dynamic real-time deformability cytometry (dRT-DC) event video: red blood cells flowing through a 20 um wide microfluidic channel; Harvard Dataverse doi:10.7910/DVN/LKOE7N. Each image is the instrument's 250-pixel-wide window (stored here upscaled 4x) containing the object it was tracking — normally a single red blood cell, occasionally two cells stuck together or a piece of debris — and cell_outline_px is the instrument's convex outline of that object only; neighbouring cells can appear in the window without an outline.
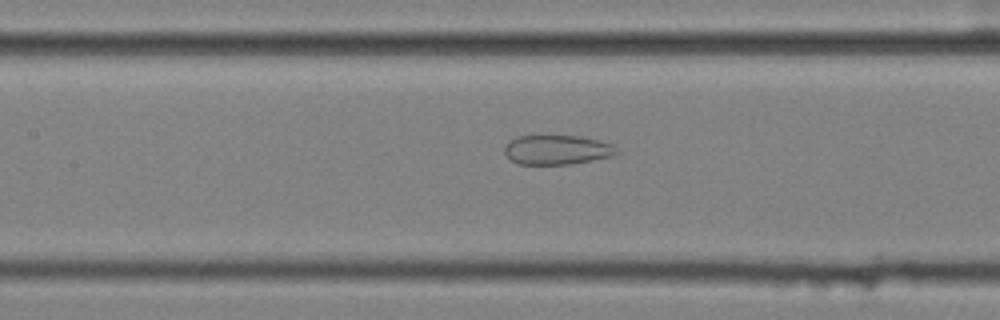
{"species": "common noctule bat (a hibernating species)", "species_latin": "Nyctalus noctula", "temperature_condition": "cold", "stored_images_in_passage": 42, "camera_frame_rate_fps": 3000, "um_per_image_px": 0.085, "animal": {"sex": "female", "body_mass_g": 25.1}, "frame": {"image": 1, "passage_image": 12, "time_ms": 3.667, "image_size_px": [1000, 320], "cell_outline_px": [[620, 152], [612, 156], [572, 164], [516, 164], [504, 152], [504, 144], [508, 140], [516, 136], [540, 132], [580, 136], [600, 140], [612, 144]], "centroid_in_image_um": [47.29, 12.67], "position_along_channel_um": 160.1, "area_um2": 20.35}}
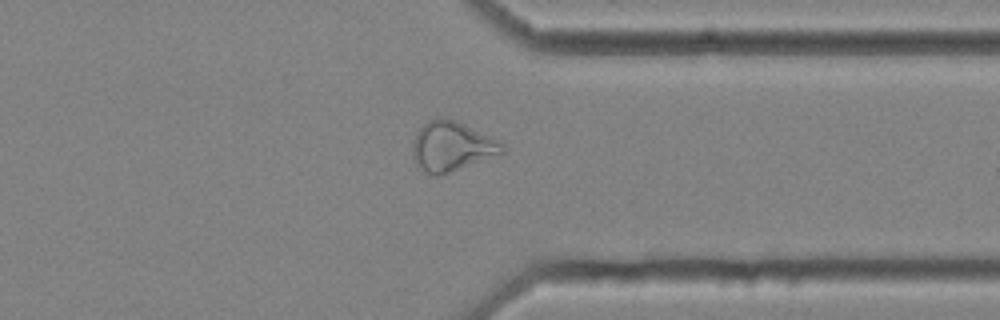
{"frame": {"image": 2, "passage_image": 30, "time_ms": 9.667, "image_size_px": [1000, 320], "cell_outline_px": [[504, 152], [448, 172], [436, 176], [424, 172], [416, 164], [412, 156], [412, 140], [420, 128], [428, 120], [436, 116], [456, 120], [492, 136], [500, 140], [504, 144]], "centroid_in_image_um": [38.37, 12.41], "position_along_channel_um": 373.0, "area_um2": 25.89}}
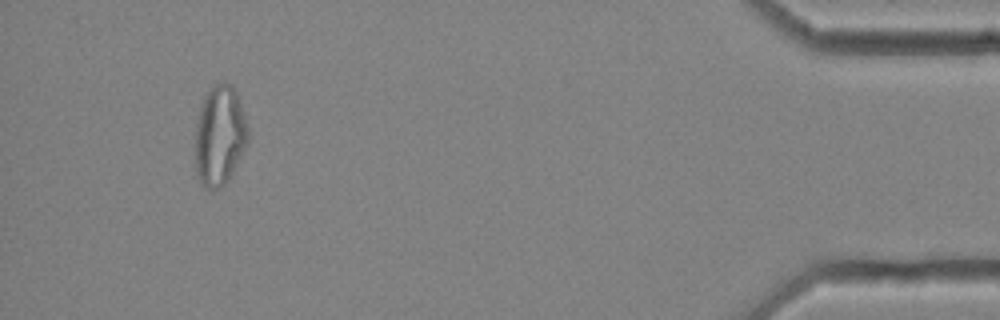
{"frame": {"image": 3, "passage_image": 39, "time_ms": 12.667, "image_size_px": [1000, 320], "cell_outline_px": [[248, 140], [228, 180], [220, 188], [208, 188], [200, 180], [196, 172], [196, 120], [204, 96], [216, 84], [224, 80], [232, 84], [236, 92], [248, 128]], "centroid_in_image_um": [18.67, 11.48], "position_along_channel_um": 416.5, "area_um2": 30.17}, "authors_computed_cell_mechanics": {"area_um2": 23.7847, "velocity_mm_per_s": 3.5666, "shape_relaxation_time_tau1_ms": null, "shape_relaxation_time_tau2_ms": 2.22, "deformation_change_tau1": null, "deformation_change_tau2": 0.0974}}